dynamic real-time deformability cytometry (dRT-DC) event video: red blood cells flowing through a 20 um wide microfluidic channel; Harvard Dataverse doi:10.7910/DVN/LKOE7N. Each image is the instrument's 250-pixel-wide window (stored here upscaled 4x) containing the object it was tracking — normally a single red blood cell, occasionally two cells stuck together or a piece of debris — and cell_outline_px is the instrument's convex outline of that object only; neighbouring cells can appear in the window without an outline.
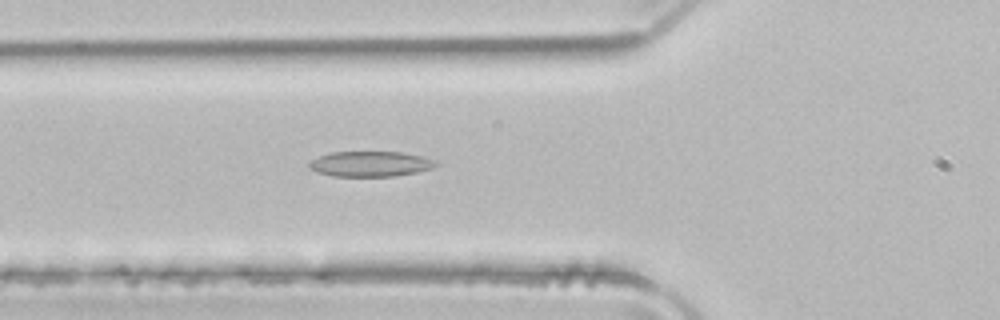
{"species": "common noctule bat (a hibernating species)", "species_latin": "Nyctalus noctula", "temperature_condition": "room temperature", "stored_images_in_passage": 38, "camera_frame_rate_fps": 3000, "um_per_image_px": 0.085, "animal": {"sex": "male", "body_mass_g": 21.5, "forearm_length_mm": 52.0}, "frame": {"image": 1, "passage_image": 5, "time_ms": 1.333, "image_size_px": [1000, 320], "cell_outline_px": [[440, 164], [432, 168], [416, 172], [396, 176], [332, 176], [316, 172], [308, 164], [312, 160], [320, 156], [332, 152], [404, 152], [424, 156], [436, 160]], "centroid_in_image_um": [31.55, 13.93], "position_along_channel_um": 94.3, "area_um2": 18.73}}
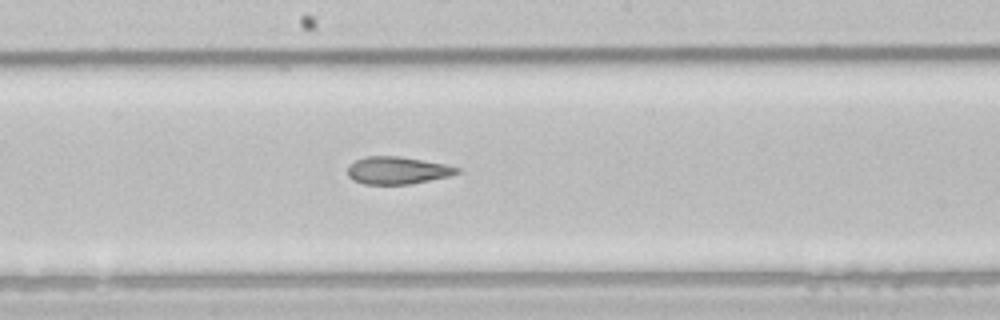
{"frame": {"image": 2, "passage_image": 14, "time_ms": 4.333, "image_size_px": [1000, 320], "cell_outline_px": [[460, 172], [448, 176], [412, 184], [364, 184], [352, 180], [348, 176], [348, 164], [364, 156], [396, 156], [444, 164], [460, 168]], "centroid_in_image_um": [33.73, 14.49], "position_along_channel_um": 214.5, "area_um2": 17.4}}
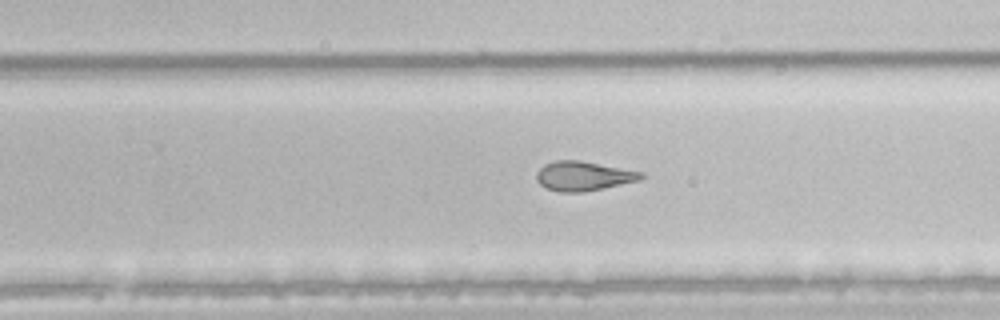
{"frame": {"image": 3, "passage_image": 19, "time_ms": 6.0, "image_size_px": [1000, 320], "cell_outline_px": [[644, 176], [640, 180], [604, 188], [584, 192], [560, 192], [548, 188], [540, 184], [536, 180], [536, 172], [544, 164], [556, 160], [580, 160], [644, 172]], "centroid_in_image_um": [49.59, 14.95], "position_along_channel_um": 280.2, "area_um2": 17.98}, "authors_computed_cell_mechanics": {"area_um2": 18.7272, "velocity_mm_per_s": 3.979, "shape_relaxation_time_tau1_ms": 8.3299, "shape_relaxation_time_tau2_ms": 2.5135, "deformation_change_tau1": 0.193, "deformation_change_tau2": 0.1087}}